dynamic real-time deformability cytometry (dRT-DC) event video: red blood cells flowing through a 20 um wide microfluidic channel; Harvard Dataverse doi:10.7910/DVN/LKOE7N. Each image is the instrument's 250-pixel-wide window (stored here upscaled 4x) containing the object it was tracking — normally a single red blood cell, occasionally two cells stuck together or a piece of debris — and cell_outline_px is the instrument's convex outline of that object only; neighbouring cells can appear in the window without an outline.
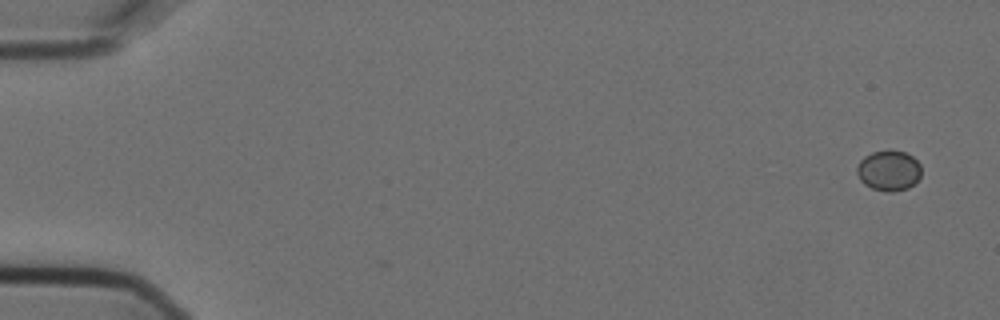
{"species": "Egyptian fruit bat (a non-hibernating species)", "species_latin": "Rousettus aegyptiacus", "temperature_condition": "cold", "stored_images_in_passage": 5, "camera_frame_rate_fps": 3000, "um_per_image_px": 0.085, "animal": {"sex": "female"}, "frame": {"image": 1, "passage_image": 1, "time_ms": 0.0, "image_size_px": [1000, 320], "cell_outline_px": [[920, 176], [908, 188], [892, 192], [888, 192], [872, 188], [864, 184], [860, 180], [856, 172], [856, 168], [860, 160], [864, 156], [872, 152], [888, 148], [904, 152], [912, 156], [920, 164]], "centroid_in_image_um": [75.51, 14.47], "position_along_channel_um": 9.5, "area_um2": 15.32}}
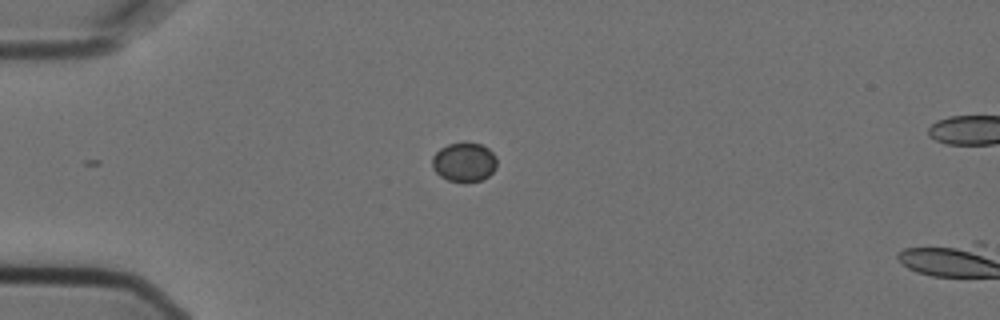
{"frame": {"image": 2, "passage_image": 5, "time_ms": 1.333, "image_size_px": [1000, 320], "cell_outline_px": [[496, 168], [488, 176], [480, 180], [464, 184], [448, 180], [440, 176], [432, 168], [432, 156], [440, 148], [448, 144], [480, 144], [488, 148], [496, 156]], "centroid_in_image_um": [39.44, 13.82], "position_along_channel_um": 45.6, "area_um2": 14.8}}